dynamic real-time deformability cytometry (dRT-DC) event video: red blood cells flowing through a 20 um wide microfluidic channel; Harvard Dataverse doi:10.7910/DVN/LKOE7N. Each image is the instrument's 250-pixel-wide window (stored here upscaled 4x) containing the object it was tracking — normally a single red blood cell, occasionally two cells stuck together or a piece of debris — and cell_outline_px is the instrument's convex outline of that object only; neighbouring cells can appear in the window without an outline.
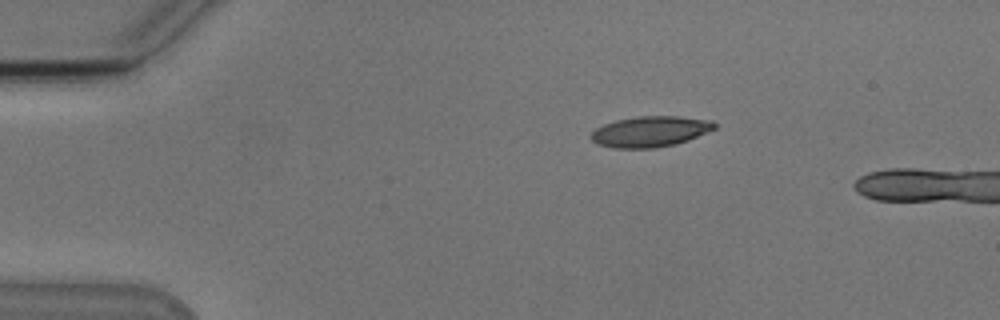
{"species": "Egyptian fruit bat (a non-hibernating species)", "species_latin": "Rousettus aegyptiacus", "temperature_condition": "cold", "stored_images_in_passage": 45, "camera_frame_rate_fps": 3000, "um_per_image_px": 0.085, "animal": {"sex": "male"}, "frame": {"image": 1, "passage_image": 1, "time_ms": 0.0, "image_size_px": [1000, 320], "cell_outline_px": [[716, 128], [688, 140], [676, 144], [652, 148], [616, 148], [596, 144], [588, 136], [596, 128], [604, 124], [616, 120], [636, 116], [676, 116], [712, 120], [716, 124]], "centroid_in_image_um": [55.25, 11.18], "position_along_channel_um": 29.8, "area_um2": 22.14}}
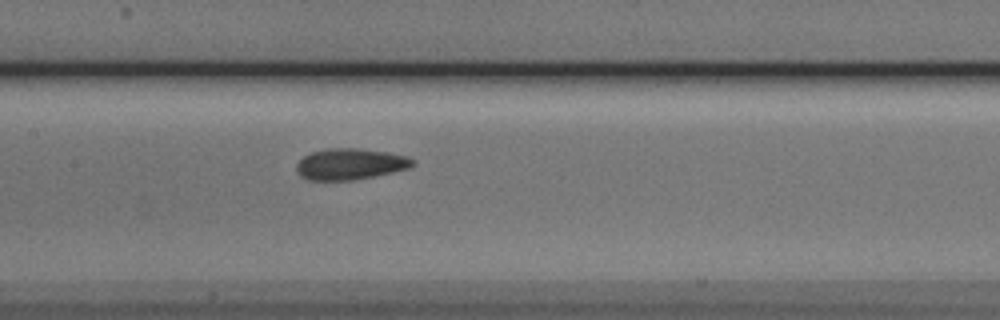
{"frame": {"image": 2, "passage_image": 18, "time_ms": 5.667, "image_size_px": [1000, 320], "cell_outline_px": [[416, 164], [412, 168], [352, 180], [308, 180], [300, 176], [296, 172], [296, 164], [304, 156], [312, 152], [324, 148], [356, 148], [388, 152], [408, 156], [416, 160]], "centroid_in_image_um": [29.79, 13.94], "position_along_channel_um": 177.6, "area_um2": 21.33}}
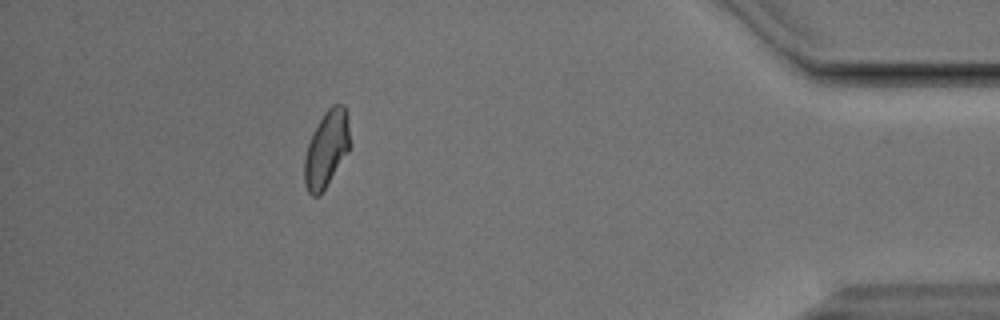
{"frame": {"image": 3, "passage_image": 40, "time_ms": 13.0, "image_size_px": [1000, 320], "cell_outline_px": [[348, 152], [320, 196], [312, 196], [308, 192], [304, 184], [304, 156], [308, 144], [324, 112], [332, 104], [344, 104], [348, 116]], "centroid_in_image_um": [27.73, 12.69], "position_along_channel_um": 407.5, "area_um2": 20.0}, "authors_computed_cell_mechanics": {"area_um2": 20.9236, "velocity_mm_per_s": 3.8138, "shape_relaxation_time_tau1_ms": 4.451, "shape_relaxation_time_tau2_ms": 1.3803, "deformation_change_tau1": 0.111, "deformation_change_tau2": 0.0817}}